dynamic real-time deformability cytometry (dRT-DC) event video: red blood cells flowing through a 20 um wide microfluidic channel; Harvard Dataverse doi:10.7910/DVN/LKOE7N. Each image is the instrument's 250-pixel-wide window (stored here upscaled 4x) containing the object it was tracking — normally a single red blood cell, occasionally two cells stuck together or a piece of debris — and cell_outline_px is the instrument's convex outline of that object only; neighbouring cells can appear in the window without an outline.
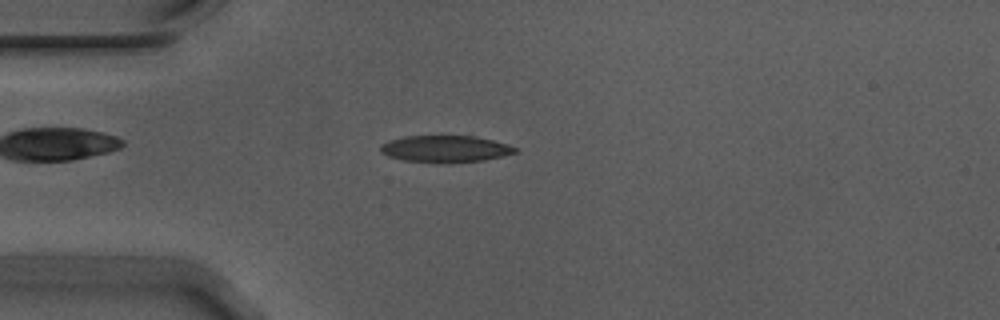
{"species": "Egyptian fruit bat (a non-hibernating species)", "species_latin": "Rousettus aegyptiacus", "temperature_condition": "warm", "stored_images_in_passage": 54, "camera_frame_rate_fps": 3000, "um_per_image_px": 0.085, "animal": {"sex": "male"}, "frame": {"image": 1, "passage_image": 14, "time_ms": 4.333, "image_size_px": [1000, 320], "cell_outline_px": [[516, 152], [484, 160], [440, 164], [404, 160], [388, 156], [380, 152], [380, 148], [388, 140], [404, 136], [476, 136], [492, 140], [516, 148]], "centroid_in_image_um": [37.79, 12.66], "position_along_channel_um": 47.2, "area_um2": 20.92}}
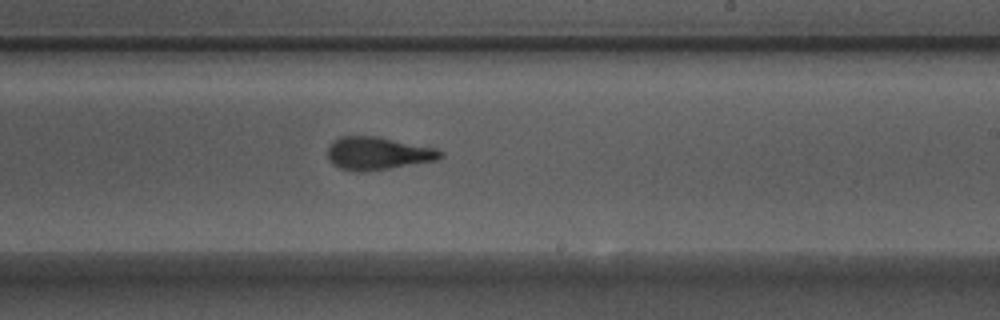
{"frame": {"image": 2, "passage_image": 32, "time_ms": 10.333, "image_size_px": [1000, 320], "cell_outline_px": [[444, 156], [436, 160], [364, 172], [356, 172], [340, 168], [332, 164], [328, 160], [328, 144], [332, 140], [340, 136], [376, 136], [436, 148], [444, 152]], "centroid_in_image_um": [32.07, 13.03], "position_along_channel_um": 256.9, "area_um2": 21.68}}
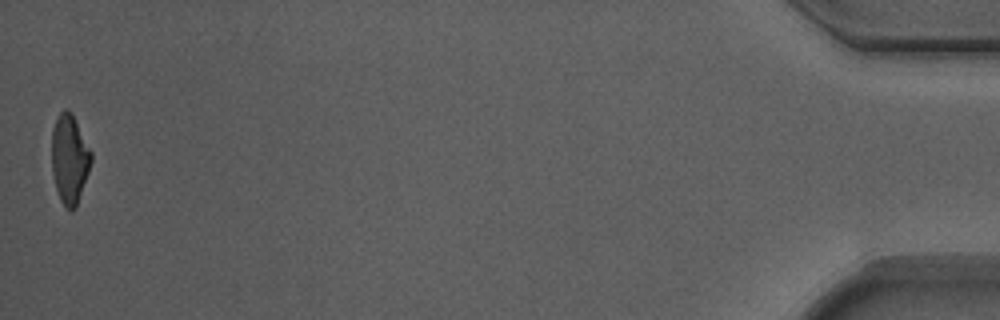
{"frame": {"image": 3, "passage_image": 54, "time_ms": 17.667, "image_size_px": [1000, 320], "cell_outline_px": [[92, 160], [76, 208], [72, 212], [64, 208], [60, 200], [56, 188], [52, 172], [52, 128], [56, 116], [64, 108], [68, 108], [72, 112], [92, 152]], "centroid_in_image_um": [5.9, 13.5], "position_along_channel_um": 429.3, "area_um2": 20.81}, "authors_computed_cell_mechanics": {"area_um2": 21.2126, "velocity_mm_per_s": 3.7429, "shape_relaxation_time_tau1_ms": 6.2904, "shape_relaxation_time_tau2_ms": 1.7381, "deformation_change_tau1": 0.2082, "deformation_change_tau2": 0.0972}}